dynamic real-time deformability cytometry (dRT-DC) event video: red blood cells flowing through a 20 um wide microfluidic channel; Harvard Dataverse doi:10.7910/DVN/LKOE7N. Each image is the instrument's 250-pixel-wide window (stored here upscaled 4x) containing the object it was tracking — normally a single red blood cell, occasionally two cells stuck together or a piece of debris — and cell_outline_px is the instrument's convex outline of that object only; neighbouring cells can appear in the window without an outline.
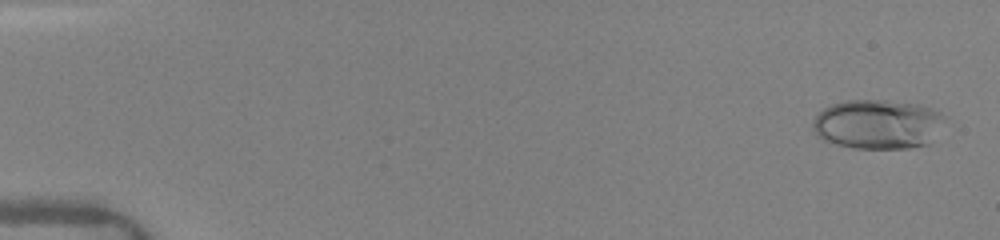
{"species": "human", "species_latin": "Homo sapiens", "temperature_condition": "warm", "stored_images_in_passage": 14, "camera_frame_rate_fps": 3000, "um_per_image_px": 0.085, "donor": {"sex": "female"}, "frame": {"image": 1, "passage_image": 2, "time_ms": 0.333, "image_size_px": [1000, 240], "cell_outline_px": [[944, 116], [928, 144], [908, 148], [852, 148], [836, 144], [824, 140], [816, 136], [812, 128], [812, 120], [824, 108], [832, 104], [848, 100], [884, 100], [920, 104], [940, 112]], "centroid_in_image_um": [74.53, 10.55], "position_along_channel_um": 10.5, "area_um2": 37.74}}